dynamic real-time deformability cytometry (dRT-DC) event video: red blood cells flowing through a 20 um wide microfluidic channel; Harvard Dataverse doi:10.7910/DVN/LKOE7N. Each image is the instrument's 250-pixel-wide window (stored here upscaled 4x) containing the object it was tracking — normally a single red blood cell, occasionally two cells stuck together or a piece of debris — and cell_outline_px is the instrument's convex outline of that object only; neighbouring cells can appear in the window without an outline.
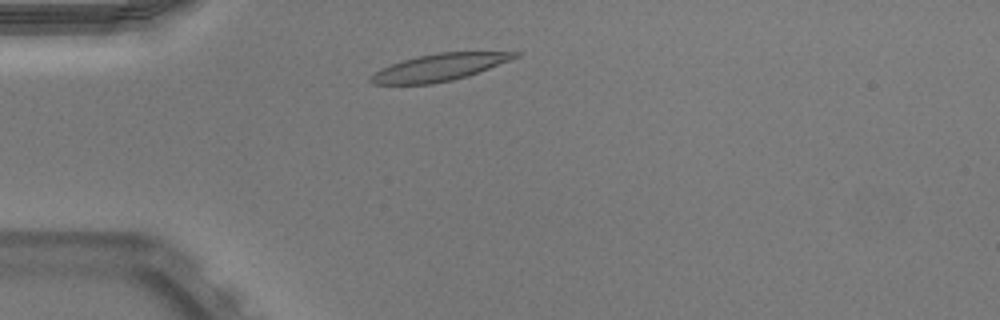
{"species": "Egyptian fruit bat (a non-hibernating species)", "species_latin": "Rousettus aegyptiacus", "temperature_condition": "warm", "stored_images_in_passage": 14, "camera_frame_rate_fps": 3000, "um_per_image_px": 0.085, "animal": {"sex": "male"}, "frame": {"image": 1, "passage_image": 5, "time_ms": 1.333, "image_size_px": [1000, 320], "cell_outline_px": [[524, 52], [520, 56], [468, 76], [452, 80], [432, 84], [372, 84], [368, 80], [368, 76], [380, 68], [404, 60], [420, 56], [440, 52]], "centroid_in_image_um": [37.31, 5.73], "position_along_channel_um": 47.7, "area_um2": 22.6}}